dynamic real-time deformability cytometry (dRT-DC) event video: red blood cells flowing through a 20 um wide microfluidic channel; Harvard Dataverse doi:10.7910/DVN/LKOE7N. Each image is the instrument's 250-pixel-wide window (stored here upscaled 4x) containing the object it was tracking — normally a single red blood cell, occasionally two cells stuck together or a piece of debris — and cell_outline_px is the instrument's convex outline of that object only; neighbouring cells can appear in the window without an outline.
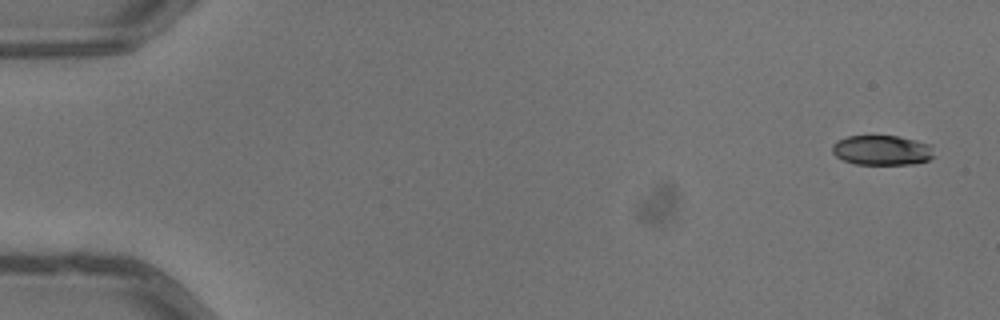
{"species": "common noctule bat (a hibernating species)", "species_latin": "Nyctalus noctula", "temperature_condition": "warm", "stored_images_in_passage": 4, "camera_frame_rate_fps": 3000, "um_per_image_px": 0.085, "animal": {"sex": "male", "body_mass_g": 13.3}, "frame": {"image": 1, "passage_image": 1, "time_ms": 0.0, "image_size_px": [1000, 320], "cell_outline_px": [[932, 156], [928, 160], [912, 164], [856, 164], [844, 160], [836, 156], [832, 152], [832, 144], [836, 140], [848, 136], [896, 136], [916, 140], [928, 144]], "centroid_in_image_um": [74.89, 12.76], "position_along_channel_um": 10.1, "area_um2": 17.46}}